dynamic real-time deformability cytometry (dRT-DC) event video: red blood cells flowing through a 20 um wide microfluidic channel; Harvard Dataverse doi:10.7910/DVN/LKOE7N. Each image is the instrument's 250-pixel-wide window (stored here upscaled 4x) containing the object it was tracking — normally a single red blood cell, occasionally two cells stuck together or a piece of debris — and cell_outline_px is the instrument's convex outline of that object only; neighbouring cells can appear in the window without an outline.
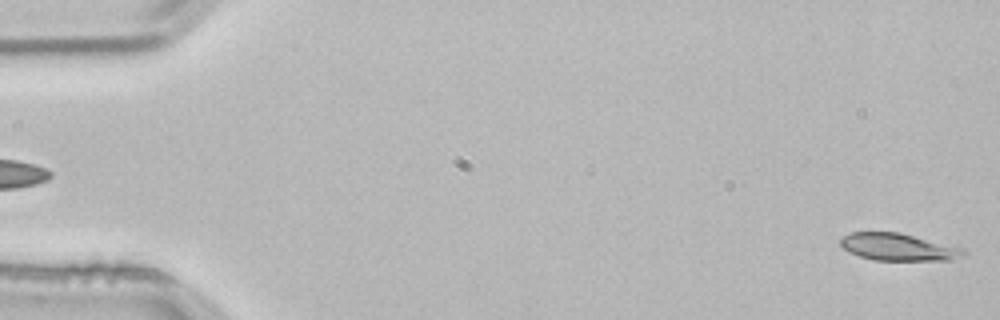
{"species": "common noctule bat (a hibernating species)", "species_latin": "Nyctalus noctula", "temperature_condition": "room temperature", "stored_images_in_passage": 3, "segment_of_instrument_passage": [2, 2], "camera_frame_rate_fps": 3000, "um_per_image_px": 0.085, "animal": {"sex": "male", "body_mass_g": 21.5, "forearm_length_mm": 52.0}, "frame": {"image": 1, "passage_image": 3, "time_ms": 0.667, "image_size_px": [1000, 320], "cell_outline_px": [[968, 252], [952, 260], [872, 260], [848, 252], [840, 244], [840, 240], [844, 236], [852, 232], [900, 232], [964, 248]], "centroid_in_image_um": [76.36, 20.99], "position_along_channel_um": 8.6, "area_um2": 19.54}}